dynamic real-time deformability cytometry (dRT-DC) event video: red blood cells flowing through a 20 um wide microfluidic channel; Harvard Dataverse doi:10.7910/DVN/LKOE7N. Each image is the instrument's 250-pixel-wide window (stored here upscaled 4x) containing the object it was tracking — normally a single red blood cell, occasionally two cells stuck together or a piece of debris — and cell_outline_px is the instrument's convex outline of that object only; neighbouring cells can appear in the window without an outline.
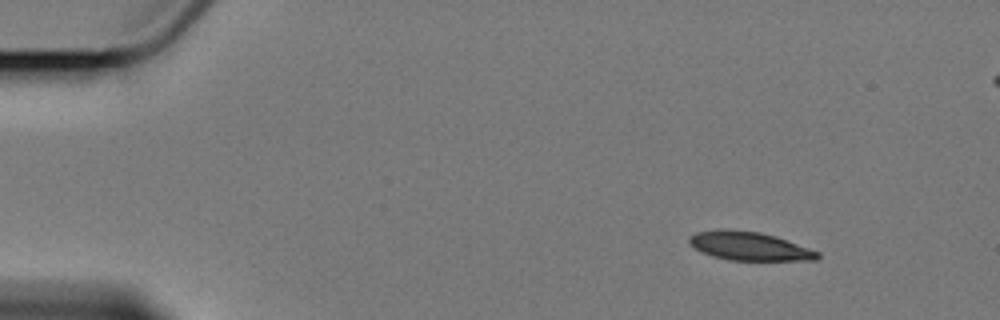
{"species": "Egyptian fruit bat (a non-hibernating species)", "species_latin": "Rousettus aegyptiacus", "temperature_condition": "cold", "stored_images_in_passage": 5, "camera_frame_rate_fps": 3000, "um_per_image_px": 0.085, "animal": {"sex": "female"}, "frame": {"image": 1, "passage_image": 1, "time_ms": 0.0, "image_size_px": [1000, 320], "cell_outline_px": [[820, 256], [816, 260], [728, 260], [712, 256], [688, 244], [688, 236], [696, 232], [724, 228], [728, 228], [760, 232], [776, 236], [820, 252]], "centroid_in_image_um": [63.67, 20.9], "position_along_channel_um": 21.3, "area_um2": 21.5}}